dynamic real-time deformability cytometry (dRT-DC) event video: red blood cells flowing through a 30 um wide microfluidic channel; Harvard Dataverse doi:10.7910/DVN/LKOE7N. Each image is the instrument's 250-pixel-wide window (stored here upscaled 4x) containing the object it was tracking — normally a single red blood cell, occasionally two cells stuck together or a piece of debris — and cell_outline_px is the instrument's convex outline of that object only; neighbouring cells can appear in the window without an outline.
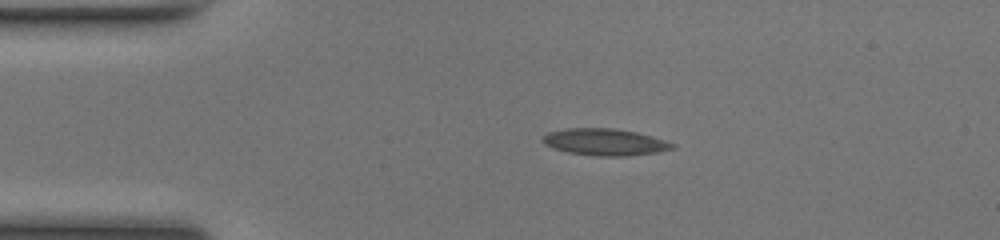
{"species": "common noctule bat (a hibernating species)", "species_latin": "Nyctalus noctula", "temperature_condition": "room temperature", "stored_images_in_passage": 5, "camera_frame_rate_fps": 3000, "um_per_image_px": 0.085, "animal": {"sex": "female", "body_mass_g": 17.0, "forearm_length_mm": 48.0}, "frame": {"image": 1, "passage_image": 1, "time_ms": 0.0, "image_size_px": [1000, 240], "cell_outline_px": [[652, 148], [636, 152], [584, 152], [564, 148], [568, 132], [620, 132], [636, 136]], "centroid_in_image_um": [51.38, 12.1], "position_along_channel_um": 33.6, "area_um2": 10.58}}